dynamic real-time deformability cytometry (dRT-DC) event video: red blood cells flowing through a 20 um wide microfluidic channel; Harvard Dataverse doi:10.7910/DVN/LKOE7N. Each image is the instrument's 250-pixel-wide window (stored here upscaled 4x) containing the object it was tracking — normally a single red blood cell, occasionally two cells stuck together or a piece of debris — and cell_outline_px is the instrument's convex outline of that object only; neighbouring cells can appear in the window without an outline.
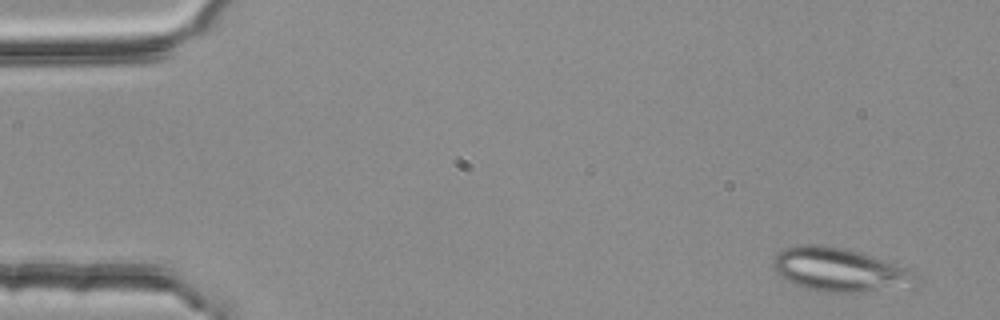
{"species": "common noctule bat (a hibernating species)", "species_latin": "Nyctalus noctula", "temperature_condition": "room temperature", "stored_images_in_passage": 3, "camera_frame_rate_fps": 3000, "um_per_image_px": 0.085, "animal": {"sex": "female", "body_mass_g": 25.1}, "frame": {"image": 1, "passage_image": 1, "time_ms": 0.0, "image_size_px": [1000, 320], "cell_outline_px": [[924, 284], [916, 288], [860, 292], [820, 292], [804, 288], [792, 284], [784, 280], [776, 272], [772, 264], [772, 260], [776, 252], [784, 248], [808, 244], [812, 244], [844, 248], [872, 256], [908, 268], [920, 276], [924, 280]], "centroid_in_image_um": [71.48, 22.98], "position_along_channel_um": 13.5, "area_um2": 37.4}}